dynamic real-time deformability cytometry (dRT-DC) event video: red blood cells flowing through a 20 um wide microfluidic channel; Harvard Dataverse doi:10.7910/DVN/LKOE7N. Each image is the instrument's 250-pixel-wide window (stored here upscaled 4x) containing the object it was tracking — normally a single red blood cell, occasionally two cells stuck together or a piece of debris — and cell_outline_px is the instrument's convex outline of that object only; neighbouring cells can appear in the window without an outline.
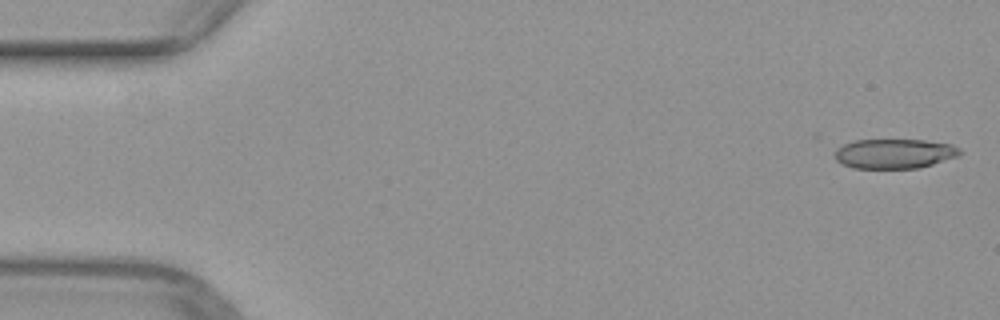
{"species": "common noctule bat (a hibernating species)", "species_latin": "Nyctalus noctula", "temperature_condition": "warm", "stored_images_in_passage": 48, "camera_frame_rate_fps": 3000, "um_per_image_px": 0.085, "animal": {"sex": "female", "body_mass_g": 29.2, "forearm_length_mm": 56.3}, "frame": {"image": 1, "passage_image": 1, "time_ms": 0.0, "image_size_px": [1000, 320], "cell_outline_px": [[964, 152], [960, 156], [920, 168], [852, 168], [840, 164], [836, 160], [836, 148], [844, 144], [856, 140], [924, 140], [952, 144], [960, 148]], "centroid_in_image_um": [76.07, 13.06], "position_along_channel_um": 8.9, "area_um2": 21.85}}
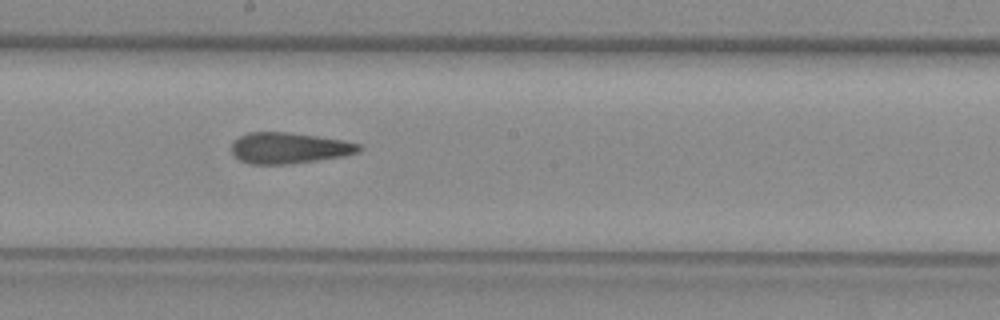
{"frame": {"image": 2, "passage_image": 27, "time_ms": 8.667, "image_size_px": [1000, 320], "cell_outline_px": [[364, 148], [360, 152], [344, 156], [288, 164], [248, 164], [240, 160], [232, 152], [232, 144], [240, 136], [248, 132], [284, 132], [316, 136], [340, 140], [360, 144]], "centroid_in_image_um": [24.58, 12.59], "position_along_channel_um": 223.6, "area_um2": 22.83}}
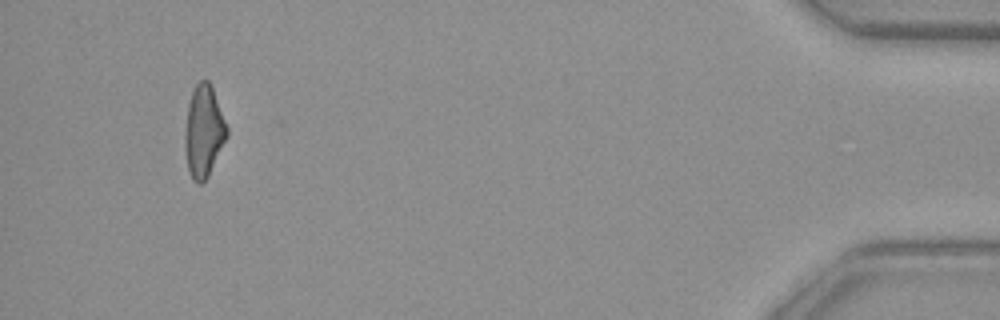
{"frame": {"image": 3, "passage_image": 47, "time_ms": 15.333, "image_size_px": [1000, 320], "cell_outline_px": [[228, 136], [208, 176], [200, 184], [192, 180], [188, 168], [184, 144], [184, 140], [188, 104], [192, 92], [196, 84], [200, 80], [208, 80], [212, 88], [228, 128]], "centroid_in_image_um": [17.31, 11.18], "position_along_channel_um": 417.9, "area_um2": 22.2}}